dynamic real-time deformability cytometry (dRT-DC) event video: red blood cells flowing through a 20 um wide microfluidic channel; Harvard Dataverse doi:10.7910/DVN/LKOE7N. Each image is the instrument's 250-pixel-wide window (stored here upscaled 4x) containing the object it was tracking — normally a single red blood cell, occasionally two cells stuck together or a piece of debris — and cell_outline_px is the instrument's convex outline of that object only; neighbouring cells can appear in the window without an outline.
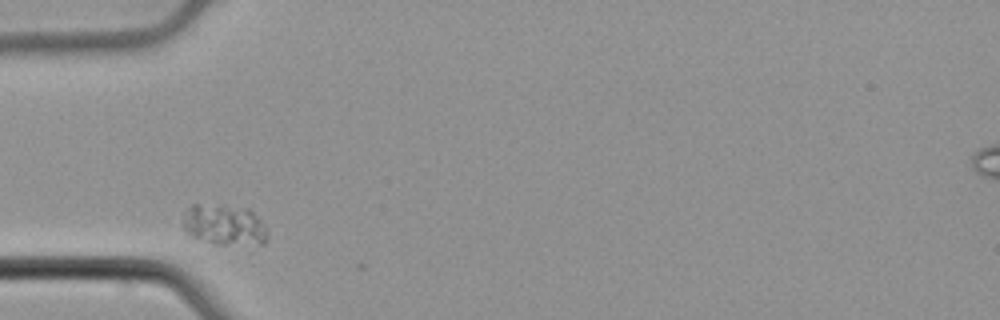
{"species": "common noctule bat (a hibernating species)", "species_latin": "Nyctalus noctula", "temperature_condition": "cold", "stored_images_in_passage": 1, "camera_frame_rate_fps": 3000, "um_per_image_px": 0.085, "animal": {"sex": "male", "body_mass_g": 21.5, "forearm_length_mm": 52.0}, "frame": {"image": 1, "passage_image": 1, "time_ms": 0.0, "image_size_px": [1000, 320], "cell_outline_px": [[268, 236], [264, 244], [216, 244], [196, 236], [188, 232], [184, 228], [184, 220], [188, 208], [192, 204], [224, 204], [248, 208], [268, 228]], "centroid_in_image_um": [19.14, 19.08], "position_along_channel_um": 65.9, "area_um2": 19.88}}